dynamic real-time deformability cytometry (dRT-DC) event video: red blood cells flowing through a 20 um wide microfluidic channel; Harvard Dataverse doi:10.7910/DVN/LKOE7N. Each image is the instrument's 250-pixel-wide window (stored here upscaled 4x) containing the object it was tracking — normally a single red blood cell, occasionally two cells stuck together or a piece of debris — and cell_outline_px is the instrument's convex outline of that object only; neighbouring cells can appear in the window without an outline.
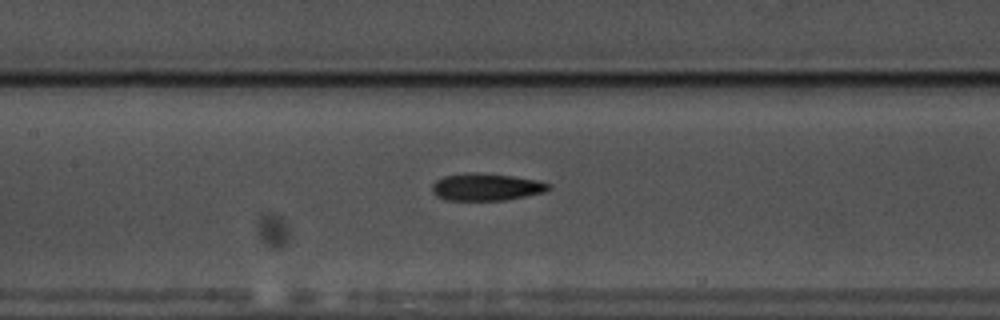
{"species": "common noctule bat (a hibernating species)", "species_latin": "Nyctalus noctula", "temperature_condition": "warm", "stored_images_in_passage": 33, "camera_frame_rate_fps": 3000, "um_per_image_px": 0.085, "animal": {"sex": "male", "body_mass_g": 17.5, "forearm_length_mm": 52.3}, "frame": {"image": 1, "passage_image": 28, "time_ms": 9.0, "image_size_px": [1000, 320], "cell_outline_px": [[552, 188], [544, 192], [504, 200], [444, 200], [436, 196], [432, 192], [432, 184], [436, 180], [444, 176], [472, 172], [512, 176], [540, 180], [552, 184]], "centroid_in_image_um": [41.34, 15.89], "position_along_channel_um": 166.1, "area_um2": 18.55}}
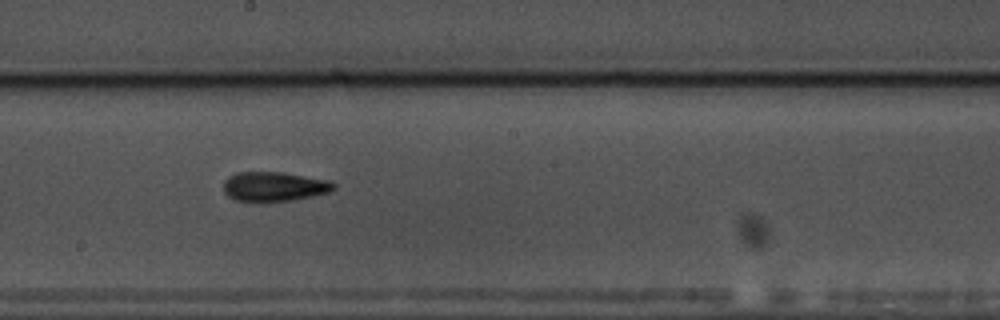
{"frame": {"image": 2, "passage_image": 33, "time_ms": 10.667, "image_size_px": [1000, 320], "cell_outline_px": [[336, 188], [328, 192], [312, 196], [292, 200], [264, 204], [236, 200], [228, 196], [224, 192], [224, 180], [228, 176], [236, 172], [284, 172], [328, 180], [336, 184]], "centroid_in_image_um": [23.27, 15.88], "position_along_channel_um": 224.9, "area_um2": 19.48}}